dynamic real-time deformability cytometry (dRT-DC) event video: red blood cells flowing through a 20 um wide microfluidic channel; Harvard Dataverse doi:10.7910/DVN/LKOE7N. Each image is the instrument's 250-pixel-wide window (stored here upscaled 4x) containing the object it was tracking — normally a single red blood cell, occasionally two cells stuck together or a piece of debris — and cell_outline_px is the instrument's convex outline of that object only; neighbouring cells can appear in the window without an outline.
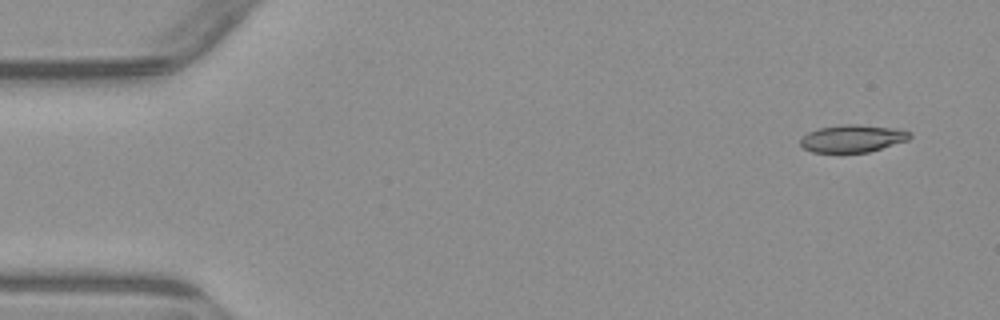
{"species": "common noctule bat (a hibernating species)", "species_latin": "Nyctalus noctula", "temperature_condition": "warm", "stored_images_in_passage": 4, "segment_of_instrument_passage": [2, 2], "camera_frame_rate_fps": 3000, "um_per_image_px": 0.085, "animal": {"sex": "male", "body_mass_g": 23.1, "forearm_length_mm": 52.7}, "frame": {"image": 1, "passage_image": 4, "time_ms": 4.333, "image_size_px": [1000, 320], "cell_outline_px": [[912, 136], [908, 140], [868, 152], [840, 156], [812, 152], [804, 148], [800, 144], [800, 140], [808, 132], [820, 128], [844, 124], [860, 124], [896, 128], [912, 132]], "centroid_in_image_um": [72.45, 11.82], "position_along_channel_um": 12.6, "area_um2": 18.26}}